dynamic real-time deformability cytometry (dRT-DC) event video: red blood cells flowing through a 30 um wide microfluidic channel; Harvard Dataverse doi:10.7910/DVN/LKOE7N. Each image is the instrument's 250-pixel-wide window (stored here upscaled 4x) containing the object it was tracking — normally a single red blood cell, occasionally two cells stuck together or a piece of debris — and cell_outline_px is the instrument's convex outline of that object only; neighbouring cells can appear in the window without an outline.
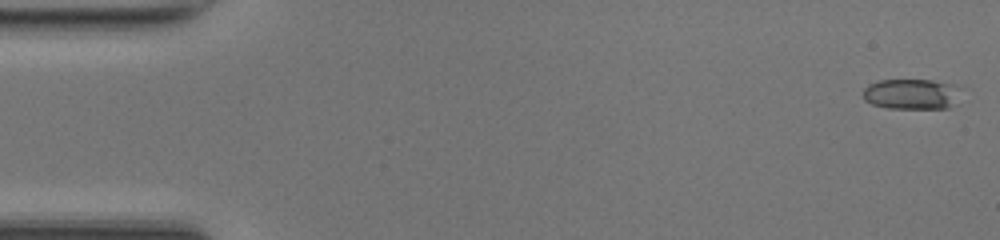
{"species": "common noctule bat (a hibernating species)", "species_latin": "Nyctalus noctula", "temperature_condition": "room temperature", "stored_images_in_passage": 48, "camera_frame_rate_fps": 3000, "um_per_image_px": 0.085, "animal": {"sex": "female", "body_mass_g": 17.0, "forearm_length_mm": 48.0}, "frame": {"image": 1, "passage_image": 1, "time_ms": 0.0, "image_size_px": [1000, 240], "cell_outline_px": [[956, 104], [948, 108], [888, 108], [872, 104], [864, 100], [864, 88], [868, 84], [880, 80], [932, 80], [952, 84]], "centroid_in_image_um": [77.37, 8.0], "position_along_channel_um": 7.6, "area_um2": 16.88}}
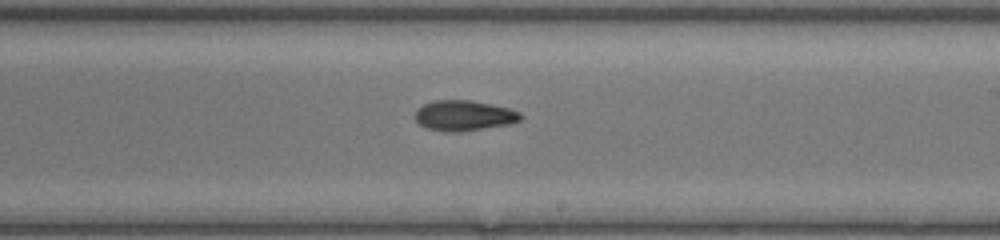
{"frame": {"image": 2, "passage_image": 28, "time_ms": 9.0, "image_size_px": [1000, 240], "cell_outline_px": [[524, 116], [520, 120], [508, 124], [460, 132], [444, 132], [428, 128], [420, 124], [416, 120], [416, 108], [432, 100], [472, 100], [508, 108], [520, 112]], "centroid_in_image_um": [39.43, 9.82], "position_along_channel_um": 249.6, "area_um2": 18.67}}
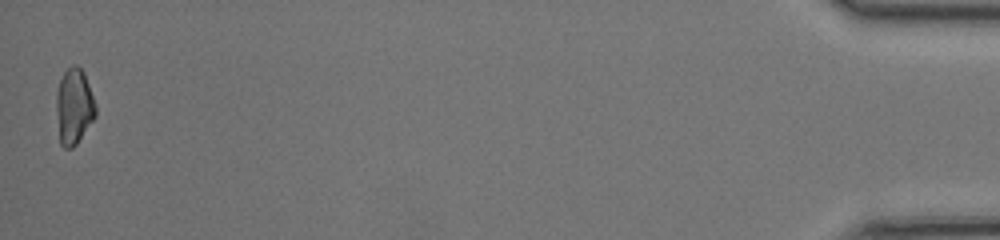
{"frame": {"image": 3, "passage_image": 48, "time_ms": 15.667, "image_size_px": [1000, 240], "cell_outline_px": [[96, 116], [76, 144], [72, 148], [64, 148], [60, 144], [56, 112], [56, 92], [60, 80], [64, 72], [72, 64], [76, 64], [84, 72], [96, 104]], "centroid_in_image_um": [6.29, 9.04], "position_along_channel_um": 428.9, "area_um2": 17.46}, "authors_computed_cell_mechanics": {"area_um2": 17.6579, "velocity_mm_per_s": 4.2503, "shape_relaxation_time_tau1_ms": 10.0362, "shape_relaxation_time_tau2_ms": 5.6046, "deformation_change_tau1": 0.2102, "deformation_change_tau2": 0.1165}}